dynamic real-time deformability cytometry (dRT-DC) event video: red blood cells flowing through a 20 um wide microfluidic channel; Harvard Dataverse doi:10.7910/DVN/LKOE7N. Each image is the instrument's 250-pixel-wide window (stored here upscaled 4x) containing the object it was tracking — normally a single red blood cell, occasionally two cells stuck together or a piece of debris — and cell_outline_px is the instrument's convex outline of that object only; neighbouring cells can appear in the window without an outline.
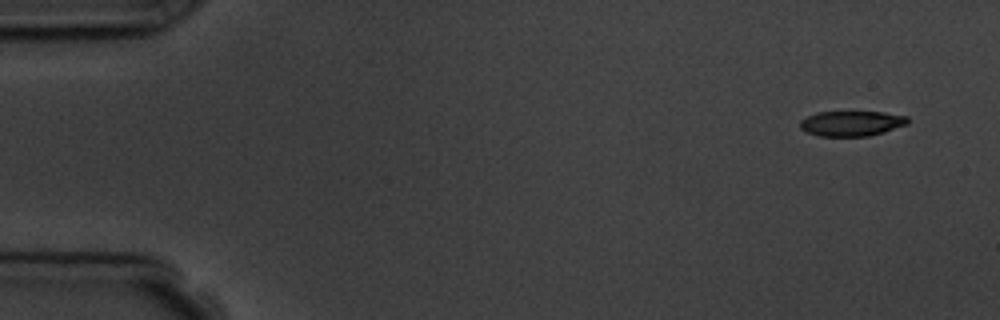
{"species": "common noctule bat (a hibernating species)", "species_latin": "Nyctalus noctula", "temperature_condition": "room temperature", "stored_images_in_passage": 9, "camera_frame_rate_fps": 3000, "um_per_image_px": 0.085, "animal": {"sex": "male", "body_mass_g": 19.5, "forearm_length_mm": 54.6}, "frame": {"image": 1, "passage_image": 1, "time_ms": 0.0, "image_size_px": [1000, 320], "cell_outline_px": [[908, 124], [884, 132], [868, 136], [820, 136], [808, 132], [800, 128], [800, 120], [816, 112], [884, 112], [908, 116]], "centroid_in_image_um": [72.4, 10.49], "position_along_channel_um": 12.6, "area_um2": 15.78}}
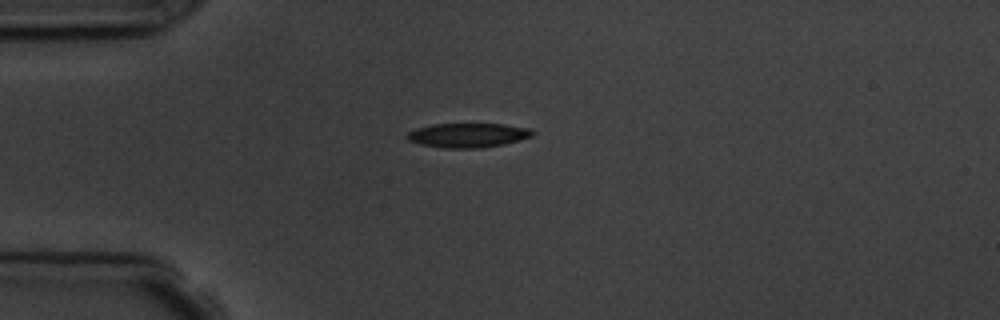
{"frame": {"image": 2, "passage_image": 4, "time_ms": 3.667, "image_size_px": [1000, 320], "cell_outline_px": [[536, 132], [532, 136], [520, 140], [504, 144], [484, 148], [444, 148], [420, 144], [408, 140], [408, 132], [416, 128], [432, 124], [504, 124], [532, 128]], "centroid_in_image_um": [39.83, 11.49], "position_along_channel_um": 45.2, "area_um2": 17.92}}
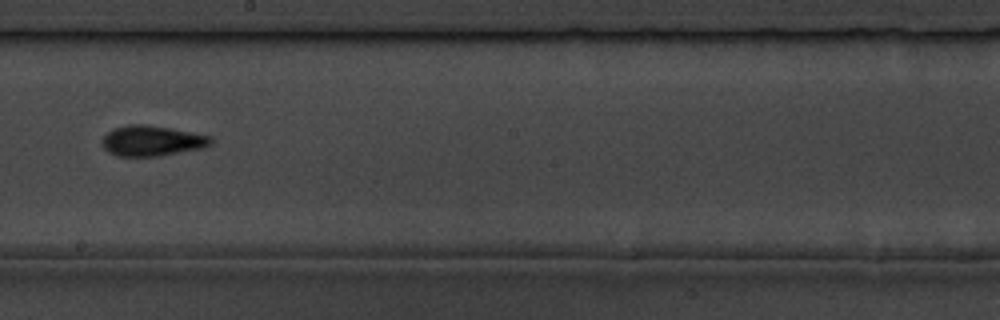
{"frame": {"image": 3, "passage_image": 9, "time_ms": 9.333, "image_size_px": [1000, 320], "cell_outline_px": [[212, 144], [204, 148], [160, 156], [116, 156], [108, 152], [100, 144], [100, 140], [112, 128], [128, 124], [144, 124], [192, 132], [212, 136]], "centroid_in_image_um": [12.89, 11.97], "position_along_channel_um": 235.3, "area_um2": 19.54}}